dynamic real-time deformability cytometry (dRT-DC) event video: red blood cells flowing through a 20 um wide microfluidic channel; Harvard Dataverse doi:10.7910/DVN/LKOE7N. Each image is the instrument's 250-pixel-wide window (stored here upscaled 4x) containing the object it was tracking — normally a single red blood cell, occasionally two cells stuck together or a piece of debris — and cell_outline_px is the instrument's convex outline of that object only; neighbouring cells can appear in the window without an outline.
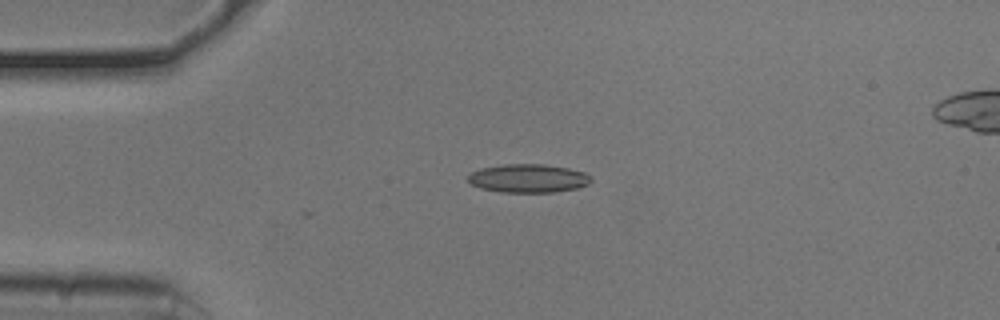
{"species": "common noctule bat (a hibernating species)", "species_latin": "Nyctalus noctula", "temperature_condition": "cold", "stored_images_in_passage": 34, "camera_frame_rate_fps": 3000, "um_per_image_px": 0.085, "animal": {"sex": "male", "body_mass_g": 20.5, "forearm_length_mm": 52.5}, "frame": {"image": 1, "passage_image": 1, "time_ms": 0.0, "image_size_px": [1000, 320], "cell_outline_px": [[592, 180], [588, 184], [576, 188], [552, 192], [500, 192], [480, 188], [472, 184], [468, 180], [468, 176], [472, 172], [480, 168], [504, 164], [544, 164], [568, 168], [584, 172], [592, 176]], "centroid_in_image_um": [44.9, 15.15], "position_along_channel_um": 40.1, "area_um2": 20.4}}
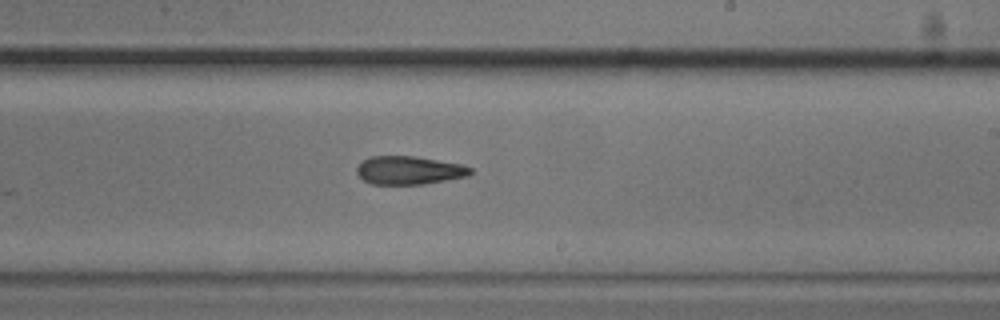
{"frame": {"image": 2, "passage_image": 20, "time_ms": 6.333, "image_size_px": [1000, 320], "cell_outline_px": [[472, 172], [468, 176], [424, 184], [372, 184], [364, 180], [356, 172], [356, 168], [364, 160], [372, 156], [416, 156], [464, 164], [472, 168]], "centroid_in_image_um": [34.81, 14.47], "position_along_channel_um": 254.2, "area_um2": 18.79}}
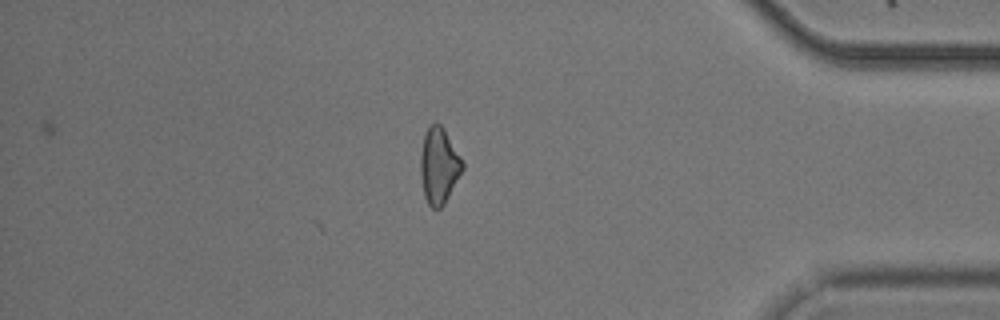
{"frame": {"image": 3, "passage_image": 34, "time_ms": 11.0, "image_size_px": [1000, 320], "cell_outline_px": [[464, 168], [444, 204], [440, 208], [432, 208], [428, 204], [424, 196], [420, 176], [420, 152], [424, 136], [428, 124], [436, 120], [444, 128], [460, 156], [464, 164]], "centroid_in_image_um": [37.29, 14.05], "position_along_channel_um": 397.9, "area_um2": 18.79}}